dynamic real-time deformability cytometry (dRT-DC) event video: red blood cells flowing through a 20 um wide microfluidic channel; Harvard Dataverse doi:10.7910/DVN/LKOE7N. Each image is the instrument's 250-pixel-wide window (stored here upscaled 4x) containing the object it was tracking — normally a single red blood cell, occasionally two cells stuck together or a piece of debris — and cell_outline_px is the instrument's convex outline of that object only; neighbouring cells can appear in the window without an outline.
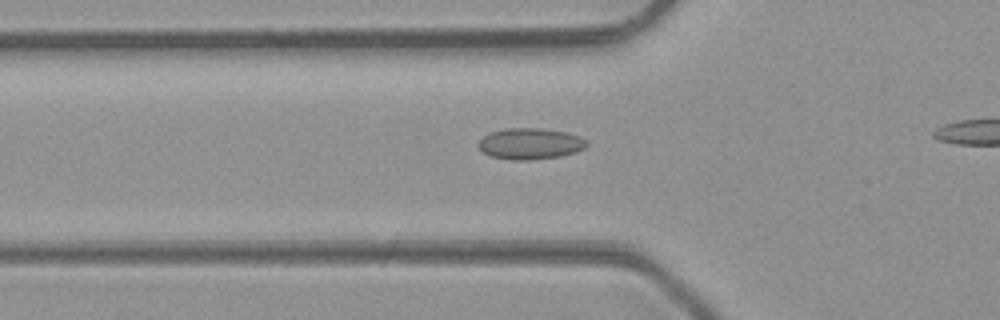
{"species": "common noctule bat (a hibernating species)", "species_latin": "Nyctalus noctula", "temperature_condition": "room temperature", "stored_images_in_passage": 24, "camera_frame_rate_fps": 3000, "um_per_image_px": 0.085, "animal": {"sex": "male", "body_mass_g": 23.1, "forearm_length_mm": 52.7}, "frame": {"image": 1, "passage_image": 2, "time_ms": 0.333, "image_size_px": [1000, 320], "cell_outline_px": [[588, 144], [584, 148], [576, 152], [560, 156], [528, 160], [512, 160], [492, 156], [484, 152], [476, 144], [488, 132], [508, 128], [540, 128], [564, 132], [580, 136]], "centroid_in_image_um": [45.05, 12.21], "position_along_channel_um": 80.8, "area_um2": 19.54}}
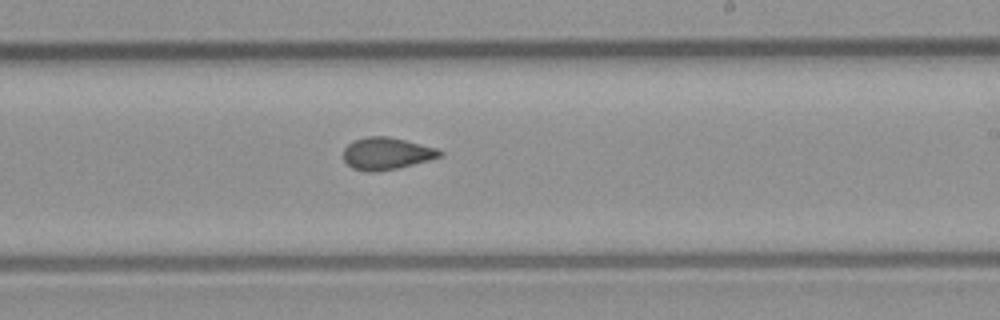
{"frame": {"image": 2, "passage_image": 14, "time_ms": 4.333, "image_size_px": [1000, 320], "cell_outline_px": [[444, 152], [440, 156], [428, 160], [396, 168], [376, 172], [368, 172], [352, 168], [344, 160], [344, 148], [352, 140], [368, 136], [388, 136], [436, 148]], "centroid_in_image_um": [32.81, 13.04], "position_along_channel_um": 256.2, "area_um2": 17.86}}
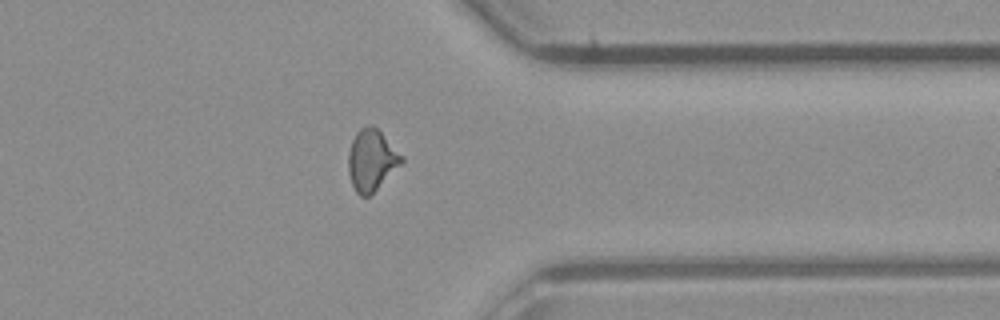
{"frame": {"image": 3, "passage_image": 23, "time_ms": 7.333, "image_size_px": [1000, 320], "cell_outline_px": [[404, 160], [368, 196], [360, 196], [356, 192], [352, 184], [348, 172], [348, 152], [352, 140], [356, 132], [360, 128], [368, 124], [372, 124], [404, 156]], "centroid_in_image_um": [31.55, 13.57], "position_along_channel_um": 379.9, "area_um2": 18.67}}